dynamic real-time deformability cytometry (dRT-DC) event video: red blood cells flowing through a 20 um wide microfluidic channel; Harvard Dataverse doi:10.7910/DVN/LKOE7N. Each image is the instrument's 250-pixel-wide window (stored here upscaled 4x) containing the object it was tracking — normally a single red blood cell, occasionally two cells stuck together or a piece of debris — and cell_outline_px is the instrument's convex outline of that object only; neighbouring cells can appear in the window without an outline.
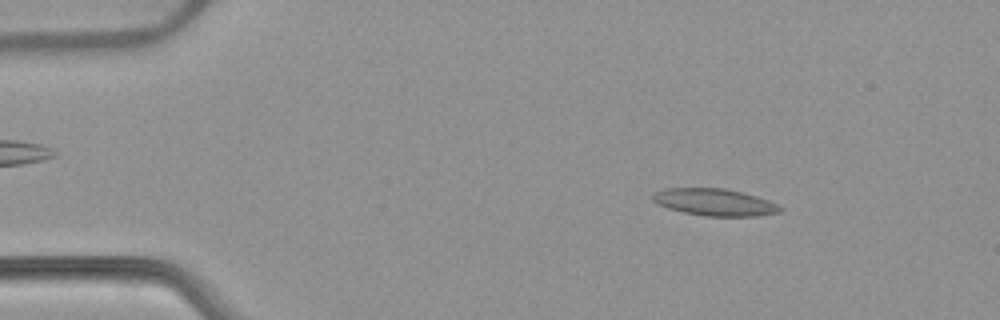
{"species": "common noctule bat (a hibernating species)", "species_latin": "Nyctalus noctula", "temperature_condition": "warm", "stored_images_in_passage": 53, "camera_frame_rate_fps": 3000, "um_per_image_px": 0.085, "animal": {"sex": "female", "body_mass_g": 22.7, "forearm_length_mm": 54.2}, "frame": {"image": 1, "passage_image": 7, "time_ms": 2.0, "image_size_px": [1000, 320], "cell_outline_px": [[784, 208], [780, 212], [756, 216], [704, 216], [684, 212], [668, 208], [656, 204], [652, 200], [652, 192], [664, 188], [724, 188], [756, 196], [768, 200]], "centroid_in_image_um": [60.7, 17.18], "position_along_channel_um": 24.3, "area_um2": 20.11}}
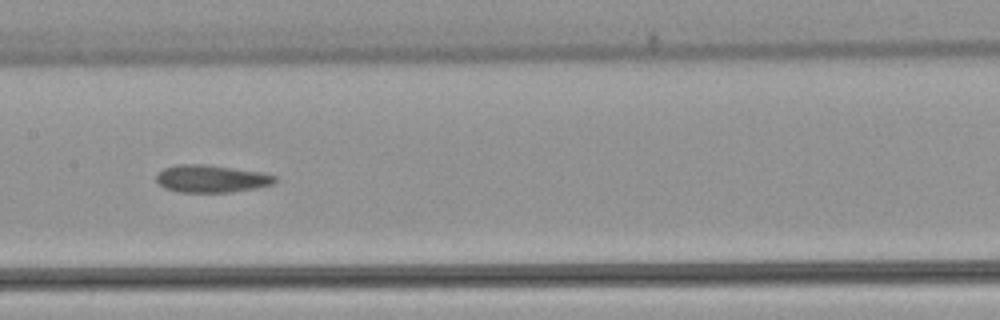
{"frame": {"image": 2, "passage_image": 26, "time_ms": 8.333, "image_size_px": [1000, 320], "cell_outline_px": [[276, 180], [272, 184], [256, 188], [232, 192], [176, 192], [164, 188], [156, 180], [156, 172], [164, 168], [176, 164], [208, 164], [264, 172], [276, 176]], "centroid_in_image_um": [17.95, 15.18], "position_along_channel_um": 189.5, "area_um2": 19.31}}
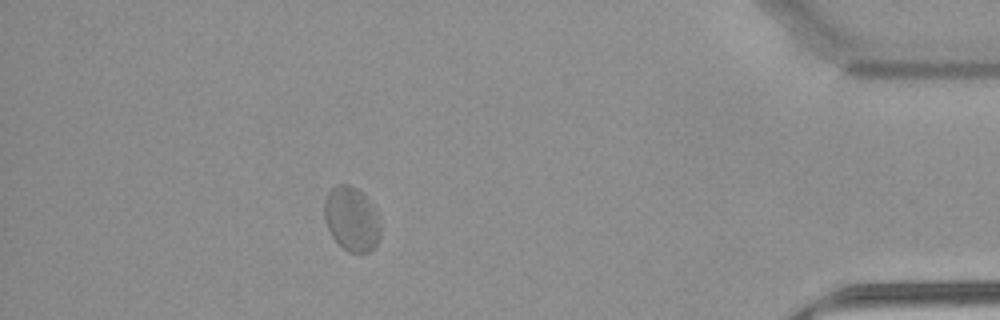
{"frame": {"image": 3, "passage_image": 47, "time_ms": 15.333, "image_size_px": [1000, 320], "cell_outline_px": [[380, 236], [376, 244], [368, 252], [348, 252], [332, 236], [324, 220], [324, 200], [328, 192], [336, 184], [348, 184], [356, 188], [376, 208], [380, 224]], "centroid_in_image_um": [29.88, 18.59], "position_along_channel_um": 405.3, "area_um2": 20.98}, "authors_computed_cell_mechanics": {"area_um2": 19.9988, "velocity_mm_per_s": 3.787, "shape_relaxation_time_tau1_ms": null, "shape_relaxation_time_tau2_ms": 2.685, "deformation_change_tau1": null, "deformation_change_tau2": 0.0788}}